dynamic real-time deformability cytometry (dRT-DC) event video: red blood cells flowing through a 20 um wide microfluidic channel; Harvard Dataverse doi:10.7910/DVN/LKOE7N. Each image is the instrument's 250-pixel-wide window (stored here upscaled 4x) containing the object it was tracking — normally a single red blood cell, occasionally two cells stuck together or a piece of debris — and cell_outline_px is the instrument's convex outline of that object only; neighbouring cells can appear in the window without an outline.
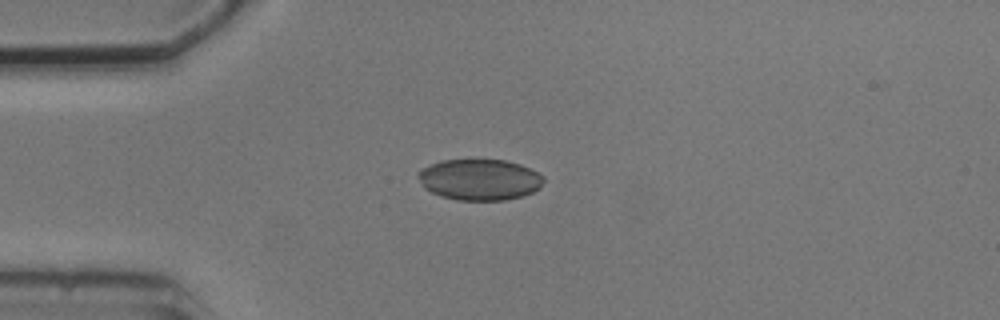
{"species": "common noctule bat (a hibernating species)", "species_latin": "Nyctalus noctula", "temperature_condition": "cold", "stored_images_in_passage": 3, "camera_frame_rate_fps": 3000, "um_per_image_px": 0.085, "animal": {"sex": "male", "body_mass_g": 20.5, "forearm_length_mm": 52.5}, "frame": {"image": 1, "passage_image": 1, "time_ms": 0.0, "image_size_px": [1000, 320], "cell_outline_px": [[544, 180], [540, 188], [524, 196], [504, 200], [456, 200], [440, 196], [424, 188], [416, 176], [416, 172], [440, 160], [504, 160], [520, 164], [544, 176]], "centroid_in_image_um": [40.75, 15.27], "position_along_channel_um": 44.2, "area_um2": 30.11}}
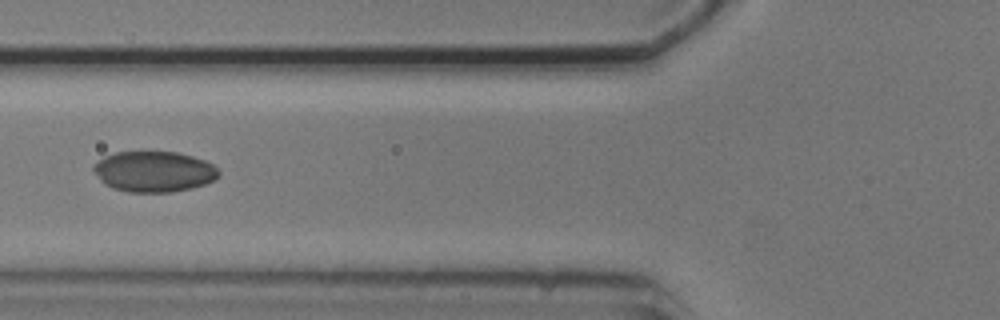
{"frame": {"image": 2, "passage_image": 3, "time_ms": 2.333, "image_size_px": [1000, 320], "cell_outline_px": [[220, 176], [204, 184], [192, 188], [172, 192], [128, 192], [112, 188], [104, 184], [100, 180], [92, 168], [104, 156], [116, 152], [176, 152], [192, 156], [204, 160], [212, 164], [220, 172]], "centroid_in_image_um": [13.08, 14.59], "position_along_channel_um": 112.7, "area_um2": 29.59}}